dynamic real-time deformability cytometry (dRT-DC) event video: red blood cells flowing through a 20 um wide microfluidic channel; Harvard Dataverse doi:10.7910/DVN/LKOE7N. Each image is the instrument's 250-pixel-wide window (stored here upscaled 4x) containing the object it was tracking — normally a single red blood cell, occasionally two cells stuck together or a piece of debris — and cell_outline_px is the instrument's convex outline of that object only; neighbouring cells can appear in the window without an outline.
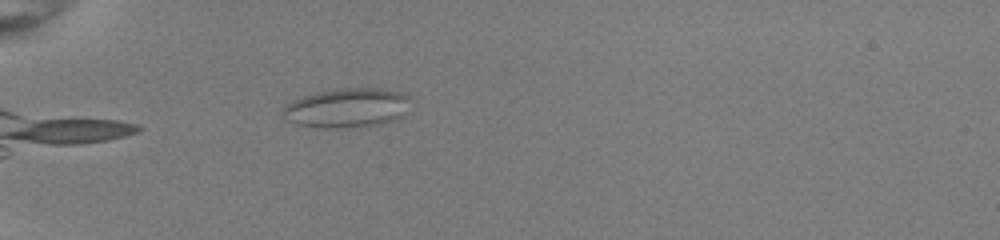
{"species": "common noctule bat (a hibernating species)", "species_latin": "Nyctalus noctula", "temperature_condition": "room temperature", "stored_images_in_passage": 38, "camera_frame_rate_fps": 3000, "um_per_image_px": 0.085, "animal": {"sex": "female", "body_mass_g": 22.0, "forearm_length_mm": 56.7}, "frame": {"image": 1, "passage_image": 3, "time_ms": 0.667, "image_size_px": [1000, 240], "cell_outline_px": [[412, 100], [404, 116], [380, 124], [356, 128], [320, 128], [296, 124], [280, 116], [280, 112], [284, 104], [292, 100], [316, 92], [344, 88], [380, 88], [404, 92]], "centroid_in_image_um": [29.49, 9.18], "position_along_channel_um": 55.5, "area_um2": 30.0}}
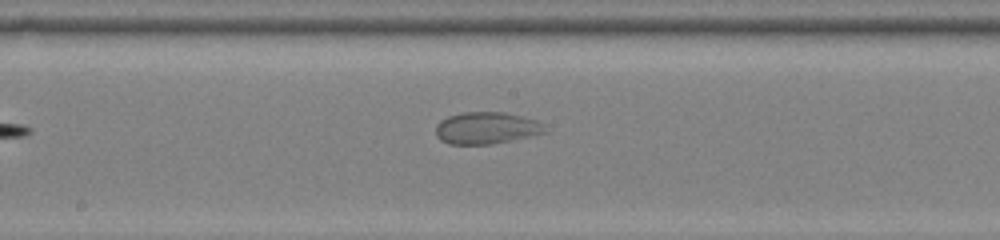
{"frame": {"image": 2, "passage_image": 16, "time_ms": 5.0, "image_size_px": [1000, 240], "cell_outline_px": [[548, 132], [492, 144], [448, 144], [440, 140], [436, 136], [436, 124], [440, 120], [448, 116], [464, 112], [504, 112], [536, 120], [544, 124], [548, 128]], "centroid_in_image_um": [41.34, 10.88], "position_along_channel_um": 206.9, "area_um2": 20.4}}
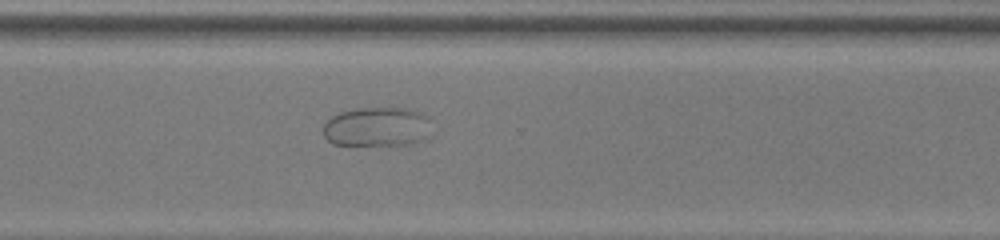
{"frame": {"image": 3, "passage_image": 26, "time_ms": 8.333, "image_size_px": [1000, 240], "cell_outline_px": [[432, 136], [424, 140], [412, 144], [332, 144], [324, 136], [324, 124], [332, 116], [340, 112], [356, 108], [408, 108], [420, 112], [428, 116]], "centroid_in_image_um": [32.11, 10.77], "position_along_channel_um": 338.5, "area_um2": 25.03}}